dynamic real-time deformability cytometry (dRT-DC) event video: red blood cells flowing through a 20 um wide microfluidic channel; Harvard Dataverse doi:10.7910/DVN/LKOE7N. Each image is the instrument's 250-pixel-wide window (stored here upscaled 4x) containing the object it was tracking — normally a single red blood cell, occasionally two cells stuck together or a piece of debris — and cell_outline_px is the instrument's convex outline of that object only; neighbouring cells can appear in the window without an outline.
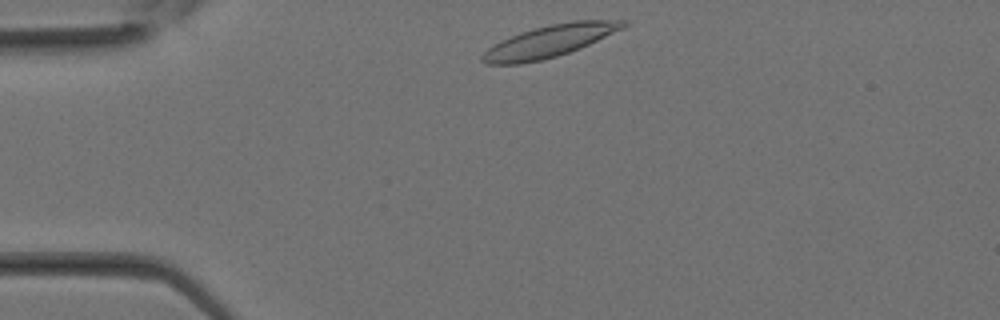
{"species": "Egyptian fruit bat (a non-hibernating species)", "species_latin": "Rousettus aegyptiacus", "temperature_condition": "room temperature", "stored_images_in_passage": 8, "camera_frame_rate_fps": 3000, "um_per_image_px": 0.085, "animal": {"sex": "female"}, "frame": {"image": 1, "passage_image": 1, "time_ms": 0.0, "image_size_px": [1000, 320], "cell_outline_px": [[628, 24], [624, 28], [580, 48], [556, 56], [540, 60], [520, 64], [484, 64], [480, 60], [480, 56], [488, 48], [500, 40], [520, 32], [552, 24], [572, 20], [624, 20]], "centroid_in_image_um": [46.68, 3.5], "position_along_channel_um": 38.3, "area_um2": 26.13}}
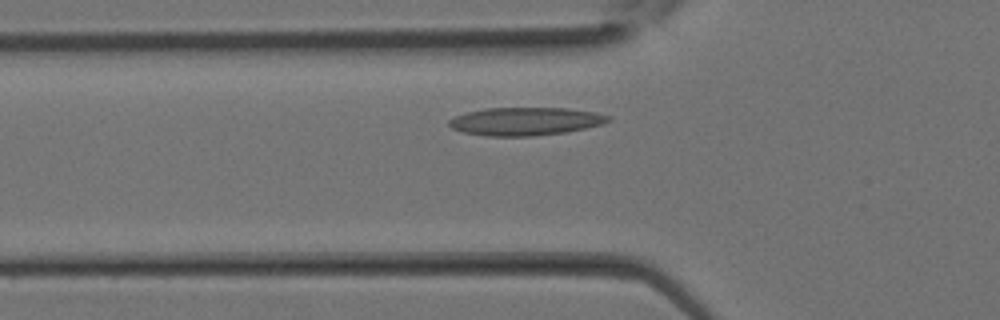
{"frame": {"image": 2, "passage_image": 5, "time_ms": 1.333, "image_size_px": [1000, 320], "cell_outline_px": [[612, 120], [604, 124], [564, 132], [532, 136], [484, 136], [464, 132], [452, 128], [448, 124], [448, 120], [456, 116], [468, 112], [484, 108], [568, 108], [596, 112], [612, 116]], "centroid_in_image_um": [44.69, 10.31], "position_along_channel_um": 81.1, "area_um2": 26.07}}
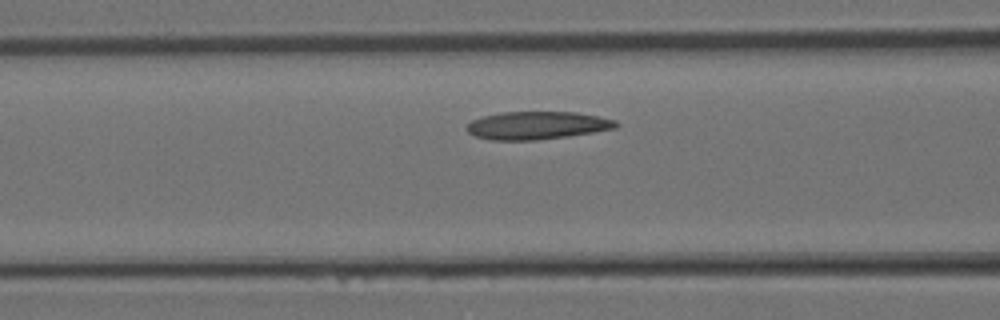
{"frame": {"image": 3, "passage_image": 7, "time_ms": 2.0, "image_size_px": [1000, 320], "cell_outline_px": [[620, 124], [616, 128], [568, 136], [536, 140], [492, 140], [476, 136], [468, 132], [464, 128], [472, 120], [484, 116], [504, 112], [576, 112], [616, 120]], "centroid_in_image_um": [45.65, 10.66], "position_along_channel_um": 121.0, "area_um2": 24.1}}